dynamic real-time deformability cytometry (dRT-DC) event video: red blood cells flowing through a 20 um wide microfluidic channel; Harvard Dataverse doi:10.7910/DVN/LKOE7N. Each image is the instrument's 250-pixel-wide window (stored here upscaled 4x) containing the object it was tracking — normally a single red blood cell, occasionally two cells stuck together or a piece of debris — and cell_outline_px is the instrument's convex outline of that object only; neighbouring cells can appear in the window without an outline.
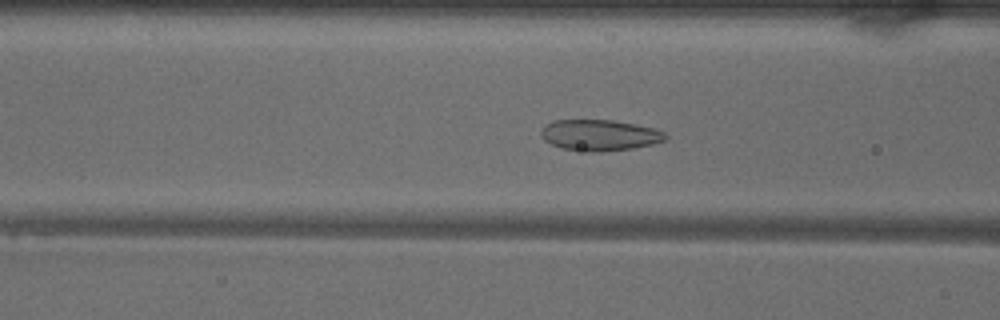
{"species": "common noctule bat (a hibernating species)", "species_latin": "Nyctalus noctula", "temperature_condition": "warm", "stored_images_in_passage": 38, "camera_frame_rate_fps": 3000, "um_per_image_px": 0.085, "animal": {"sex": "male", "body_mass_g": 18.8}, "frame": {"image": 1, "passage_image": 7, "time_ms": 2.0, "image_size_px": [1000, 320], "cell_outline_px": [[668, 136], [664, 140], [652, 144], [632, 148], [600, 152], [588, 152], [560, 148], [544, 140], [540, 132], [552, 120], [612, 120], [652, 128], [664, 132]], "centroid_in_image_um": [50.95, 11.5], "position_along_channel_um": 115.7, "area_um2": 22.25}}
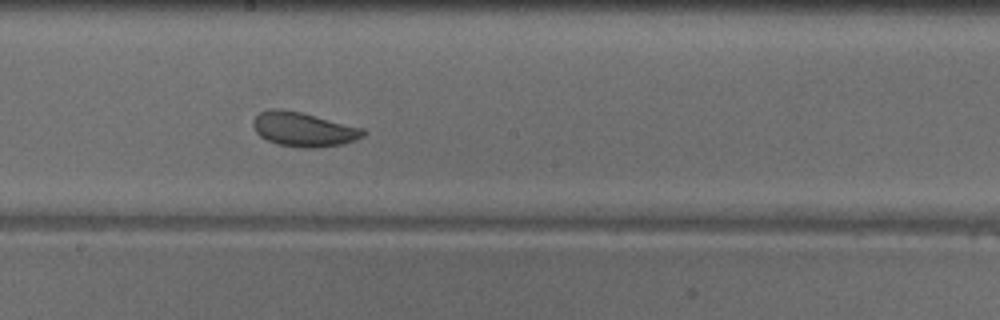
{"frame": {"image": 2, "passage_image": 15, "time_ms": 4.667, "image_size_px": [1000, 320], "cell_outline_px": [[368, 132], [364, 136], [356, 140], [344, 144], [316, 148], [304, 148], [276, 144], [260, 136], [256, 132], [252, 124], [252, 120], [260, 112], [272, 108], [280, 108], [300, 112], [364, 128]], "centroid_in_image_um": [25.82, 11.0], "position_along_channel_um": 222.4, "area_um2": 22.2}}
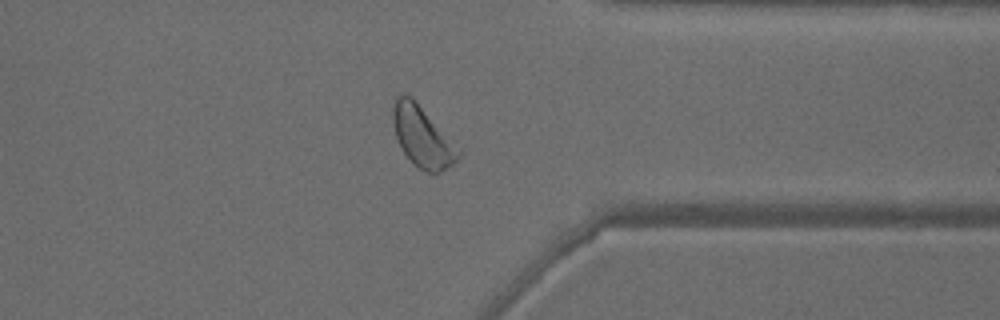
{"frame": {"image": 3, "passage_image": 27, "time_ms": 8.667, "image_size_px": [1000, 320], "cell_outline_px": [[460, 156], [452, 164], [440, 172], [428, 172], [420, 168], [404, 152], [396, 136], [392, 120], [392, 104], [396, 96], [404, 92], [412, 96], [460, 152]], "centroid_in_image_um": [35.83, 11.55], "position_along_channel_um": 375.6, "area_um2": 22.31}, "authors_computed_cell_mechanics": {"area_um2": 22.3108, "velocity_mm_per_s": 4.0006, "shape_relaxation_time_tau1_ms": 3.2506, "shape_relaxation_time_tau2_ms": 2.4535, "deformation_change_tau1": 0.0768, "deformation_change_tau2": 0.068}}